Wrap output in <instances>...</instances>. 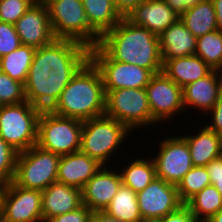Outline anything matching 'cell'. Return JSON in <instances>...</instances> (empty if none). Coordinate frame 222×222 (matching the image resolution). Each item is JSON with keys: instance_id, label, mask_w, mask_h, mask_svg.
Here are the masks:
<instances>
[{"instance_id": "17", "label": "cell", "mask_w": 222, "mask_h": 222, "mask_svg": "<svg viewBox=\"0 0 222 222\" xmlns=\"http://www.w3.org/2000/svg\"><path fill=\"white\" fill-rule=\"evenodd\" d=\"M126 18L134 25L144 27L157 36L180 19L164 0H145Z\"/></svg>"}, {"instance_id": "40", "label": "cell", "mask_w": 222, "mask_h": 222, "mask_svg": "<svg viewBox=\"0 0 222 222\" xmlns=\"http://www.w3.org/2000/svg\"><path fill=\"white\" fill-rule=\"evenodd\" d=\"M116 8L123 17H126L130 12L145 0H113Z\"/></svg>"}, {"instance_id": "34", "label": "cell", "mask_w": 222, "mask_h": 222, "mask_svg": "<svg viewBox=\"0 0 222 222\" xmlns=\"http://www.w3.org/2000/svg\"><path fill=\"white\" fill-rule=\"evenodd\" d=\"M34 2V0H0V22L15 24Z\"/></svg>"}, {"instance_id": "5", "label": "cell", "mask_w": 222, "mask_h": 222, "mask_svg": "<svg viewBox=\"0 0 222 222\" xmlns=\"http://www.w3.org/2000/svg\"><path fill=\"white\" fill-rule=\"evenodd\" d=\"M129 132L131 131L125 124L106 115L85 120L81 131L80 151L106 166L110 155L114 156L113 152L124 144Z\"/></svg>"}, {"instance_id": "8", "label": "cell", "mask_w": 222, "mask_h": 222, "mask_svg": "<svg viewBox=\"0 0 222 222\" xmlns=\"http://www.w3.org/2000/svg\"><path fill=\"white\" fill-rule=\"evenodd\" d=\"M105 115L130 130L158 123L151 114L145 88L105 90Z\"/></svg>"}, {"instance_id": "36", "label": "cell", "mask_w": 222, "mask_h": 222, "mask_svg": "<svg viewBox=\"0 0 222 222\" xmlns=\"http://www.w3.org/2000/svg\"><path fill=\"white\" fill-rule=\"evenodd\" d=\"M92 211L82 205L77 210L59 216H54L46 222H90Z\"/></svg>"}, {"instance_id": "15", "label": "cell", "mask_w": 222, "mask_h": 222, "mask_svg": "<svg viewBox=\"0 0 222 222\" xmlns=\"http://www.w3.org/2000/svg\"><path fill=\"white\" fill-rule=\"evenodd\" d=\"M14 25L22 45L40 48L56 39L47 6L42 0L34 2Z\"/></svg>"}, {"instance_id": "30", "label": "cell", "mask_w": 222, "mask_h": 222, "mask_svg": "<svg viewBox=\"0 0 222 222\" xmlns=\"http://www.w3.org/2000/svg\"><path fill=\"white\" fill-rule=\"evenodd\" d=\"M195 55L213 70L222 71V32L217 29L198 37Z\"/></svg>"}, {"instance_id": "32", "label": "cell", "mask_w": 222, "mask_h": 222, "mask_svg": "<svg viewBox=\"0 0 222 222\" xmlns=\"http://www.w3.org/2000/svg\"><path fill=\"white\" fill-rule=\"evenodd\" d=\"M26 100L24 84L0 70V104L14 105Z\"/></svg>"}, {"instance_id": "43", "label": "cell", "mask_w": 222, "mask_h": 222, "mask_svg": "<svg viewBox=\"0 0 222 222\" xmlns=\"http://www.w3.org/2000/svg\"><path fill=\"white\" fill-rule=\"evenodd\" d=\"M216 12V23L218 30L222 32V0H211Z\"/></svg>"}, {"instance_id": "2", "label": "cell", "mask_w": 222, "mask_h": 222, "mask_svg": "<svg viewBox=\"0 0 222 222\" xmlns=\"http://www.w3.org/2000/svg\"><path fill=\"white\" fill-rule=\"evenodd\" d=\"M99 46L114 61L135 64L153 74L162 72L159 37L126 17L101 37Z\"/></svg>"}, {"instance_id": "38", "label": "cell", "mask_w": 222, "mask_h": 222, "mask_svg": "<svg viewBox=\"0 0 222 222\" xmlns=\"http://www.w3.org/2000/svg\"><path fill=\"white\" fill-rule=\"evenodd\" d=\"M211 114V122L205 126L214 131L216 134L222 136V92L219 95L218 101L215 106L209 111Z\"/></svg>"}, {"instance_id": "21", "label": "cell", "mask_w": 222, "mask_h": 222, "mask_svg": "<svg viewBox=\"0 0 222 222\" xmlns=\"http://www.w3.org/2000/svg\"><path fill=\"white\" fill-rule=\"evenodd\" d=\"M158 37L163 63L171 58L195 54L197 38L186 28L180 19Z\"/></svg>"}, {"instance_id": "37", "label": "cell", "mask_w": 222, "mask_h": 222, "mask_svg": "<svg viewBox=\"0 0 222 222\" xmlns=\"http://www.w3.org/2000/svg\"><path fill=\"white\" fill-rule=\"evenodd\" d=\"M154 222H199L191 211L182 205L177 211L157 219Z\"/></svg>"}, {"instance_id": "46", "label": "cell", "mask_w": 222, "mask_h": 222, "mask_svg": "<svg viewBox=\"0 0 222 222\" xmlns=\"http://www.w3.org/2000/svg\"><path fill=\"white\" fill-rule=\"evenodd\" d=\"M139 222H154L152 220H142V221H139Z\"/></svg>"}, {"instance_id": "42", "label": "cell", "mask_w": 222, "mask_h": 222, "mask_svg": "<svg viewBox=\"0 0 222 222\" xmlns=\"http://www.w3.org/2000/svg\"><path fill=\"white\" fill-rule=\"evenodd\" d=\"M90 222H125L120 219L112 218L104 212H92Z\"/></svg>"}, {"instance_id": "19", "label": "cell", "mask_w": 222, "mask_h": 222, "mask_svg": "<svg viewBox=\"0 0 222 222\" xmlns=\"http://www.w3.org/2000/svg\"><path fill=\"white\" fill-rule=\"evenodd\" d=\"M102 167L97 160L81 151L62 155L58 164L57 181L81 190Z\"/></svg>"}, {"instance_id": "26", "label": "cell", "mask_w": 222, "mask_h": 222, "mask_svg": "<svg viewBox=\"0 0 222 222\" xmlns=\"http://www.w3.org/2000/svg\"><path fill=\"white\" fill-rule=\"evenodd\" d=\"M103 212L112 218L125 222L142 221L137 193L123 184Z\"/></svg>"}, {"instance_id": "22", "label": "cell", "mask_w": 222, "mask_h": 222, "mask_svg": "<svg viewBox=\"0 0 222 222\" xmlns=\"http://www.w3.org/2000/svg\"><path fill=\"white\" fill-rule=\"evenodd\" d=\"M212 71L213 69L195 54L171 58L162 65V72L181 88L204 78Z\"/></svg>"}, {"instance_id": "6", "label": "cell", "mask_w": 222, "mask_h": 222, "mask_svg": "<svg viewBox=\"0 0 222 222\" xmlns=\"http://www.w3.org/2000/svg\"><path fill=\"white\" fill-rule=\"evenodd\" d=\"M41 109L28 101L0 108V137L17 152L37 144L38 119Z\"/></svg>"}, {"instance_id": "11", "label": "cell", "mask_w": 222, "mask_h": 222, "mask_svg": "<svg viewBox=\"0 0 222 222\" xmlns=\"http://www.w3.org/2000/svg\"><path fill=\"white\" fill-rule=\"evenodd\" d=\"M0 214L3 222H43L42 191L22 188L13 181L3 184Z\"/></svg>"}, {"instance_id": "41", "label": "cell", "mask_w": 222, "mask_h": 222, "mask_svg": "<svg viewBox=\"0 0 222 222\" xmlns=\"http://www.w3.org/2000/svg\"><path fill=\"white\" fill-rule=\"evenodd\" d=\"M205 167L210 179H222V155L211 160Z\"/></svg>"}, {"instance_id": "44", "label": "cell", "mask_w": 222, "mask_h": 222, "mask_svg": "<svg viewBox=\"0 0 222 222\" xmlns=\"http://www.w3.org/2000/svg\"><path fill=\"white\" fill-rule=\"evenodd\" d=\"M211 185H213L222 196V179H210Z\"/></svg>"}, {"instance_id": "27", "label": "cell", "mask_w": 222, "mask_h": 222, "mask_svg": "<svg viewBox=\"0 0 222 222\" xmlns=\"http://www.w3.org/2000/svg\"><path fill=\"white\" fill-rule=\"evenodd\" d=\"M147 159H134L129 162L128 167L120 170L122 184L136 193L144 190L156 178L154 160L152 157Z\"/></svg>"}, {"instance_id": "39", "label": "cell", "mask_w": 222, "mask_h": 222, "mask_svg": "<svg viewBox=\"0 0 222 222\" xmlns=\"http://www.w3.org/2000/svg\"><path fill=\"white\" fill-rule=\"evenodd\" d=\"M165 3L177 14L181 16L188 9L206 0H164Z\"/></svg>"}, {"instance_id": "25", "label": "cell", "mask_w": 222, "mask_h": 222, "mask_svg": "<svg viewBox=\"0 0 222 222\" xmlns=\"http://www.w3.org/2000/svg\"><path fill=\"white\" fill-rule=\"evenodd\" d=\"M186 28L196 37L218 29L213 2L206 0L188 9L180 16Z\"/></svg>"}, {"instance_id": "3", "label": "cell", "mask_w": 222, "mask_h": 222, "mask_svg": "<svg viewBox=\"0 0 222 222\" xmlns=\"http://www.w3.org/2000/svg\"><path fill=\"white\" fill-rule=\"evenodd\" d=\"M105 98L101 74L89 59L73 76L50 111L58 116L85 121L105 115Z\"/></svg>"}, {"instance_id": "23", "label": "cell", "mask_w": 222, "mask_h": 222, "mask_svg": "<svg viewBox=\"0 0 222 222\" xmlns=\"http://www.w3.org/2000/svg\"><path fill=\"white\" fill-rule=\"evenodd\" d=\"M195 135L182 136L187 144L191 155L193 166H206L211 160L222 155V136L201 127Z\"/></svg>"}, {"instance_id": "31", "label": "cell", "mask_w": 222, "mask_h": 222, "mask_svg": "<svg viewBox=\"0 0 222 222\" xmlns=\"http://www.w3.org/2000/svg\"><path fill=\"white\" fill-rule=\"evenodd\" d=\"M211 185L205 166H193L177 185L180 201L185 204L195 194Z\"/></svg>"}, {"instance_id": "14", "label": "cell", "mask_w": 222, "mask_h": 222, "mask_svg": "<svg viewBox=\"0 0 222 222\" xmlns=\"http://www.w3.org/2000/svg\"><path fill=\"white\" fill-rule=\"evenodd\" d=\"M142 220L163 218L184 205L178 196L177 186L155 178L144 190L137 193Z\"/></svg>"}, {"instance_id": "45", "label": "cell", "mask_w": 222, "mask_h": 222, "mask_svg": "<svg viewBox=\"0 0 222 222\" xmlns=\"http://www.w3.org/2000/svg\"><path fill=\"white\" fill-rule=\"evenodd\" d=\"M206 222H222V209L219 210L215 215H213L209 220Z\"/></svg>"}, {"instance_id": "18", "label": "cell", "mask_w": 222, "mask_h": 222, "mask_svg": "<svg viewBox=\"0 0 222 222\" xmlns=\"http://www.w3.org/2000/svg\"><path fill=\"white\" fill-rule=\"evenodd\" d=\"M220 74V75H219ZM183 89L184 109L198 108L207 115L218 101L222 92V71L213 70L204 78L198 79Z\"/></svg>"}, {"instance_id": "28", "label": "cell", "mask_w": 222, "mask_h": 222, "mask_svg": "<svg viewBox=\"0 0 222 222\" xmlns=\"http://www.w3.org/2000/svg\"><path fill=\"white\" fill-rule=\"evenodd\" d=\"M36 48L21 45L0 58V70L12 79L25 84Z\"/></svg>"}, {"instance_id": "24", "label": "cell", "mask_w": 222, "mask_h": 222, "mask_svg": "<svg viewBox=\"0 0 222 222\" xmlns=\"http://www.w3.org/2000/svg\"><path fill=\"white\" fill-rule=\"evenodd\" d=\"M89 25L102 37L123 18L113 0H82Z\"/></svg>"}, {"instance_id": "7", "label": "cell", "mask_w": 222, "mask_h": 222, "mask_svg": "<svg viewBox=\"0 0 222 222\" xmlns=\"http://www.w3.org/2000/svg\"><path fill=\"white\" fill-rule=\"evenodd\" d=\"M83 121L42 110L38 119L37 144L60 156L80 151Z\"/></svg>"}, {"instance_id": "12", "label": "cell", "mask_w": 222, "mask_h": 222, "mask_svg": "<svg viewBox=\"0 0 222 222\" xmlns=\"http://www.w3.org/2000/svg\"><path fill=\"white\" fill-rule=\"evenodd\" d=\"M158 154L152 156L156 177L177 186L184 175L193 167L186 140L179 135L165 137L159 143Z\"/></svg>"}, {"instance_id": "16", "label": "cell", "mask_w": 222, "mask_h": 222, "mask_svg": "<svg viewBox=\"0 0 222 222\" xmlns=\"http://www.w3.org/2000/svg\"><path fill=\"white\" fill-rule=\"evenodd\" d=\"M121 185L119 170L103 166L81 189L82 204L92 212H103Z\"/></svg>"}, {"instance_id": "20", "label": "cell", "mask_w": 222, "mask_h": 222, "mask_svg": "<svg viewBox=\"0 0 222 222\" xmlns=\"http://www.w3.org/2000/svg\"><path fill=\"white\" fill-rule=\"evenodd\" d=\"M82 205L79 188L55 181L42 190L43 222L54 216L77 210Z\"/></svg>"}, {"instance_id": "29", "label": "cell", "mask_w": 222, "mask_h": 222, "mask_svg": "<svg viewBox=\"0 0 222 222\" xmlns=\"http://www.w3.org/2000/svg\"><path fill=\"white\" fill-rule=\"evenodd\" d=\"M184 205L199 222H206L222 209V196L213 185H208Z\"/></svg>"}, {"instance_id": "10", "label": "cell", "mask_w": 222, "mask_h": 222, "mask_svg": "<svg viewBox=\"0 0 222 222\" xmlns=\"http://www.w3.org/2000/svg\"><path fill=\"white\" fill-rule=\"evenodd\" d=\"M90 60L101 74L104 90L146 88L154 75L135 64L114 61L99 45L90 48Z\"/></svg>"}, {"instance_id": "35", "label": "cell", "mask_w": 222, "mask_h": 222, "mask_svg": "<svg viewBox=\"0 0 222 222\" xmlns=\"http://www.w3.org/2000/svg\"><path fill=\"white\" fill-rule=\"evenodd\" d=\"M22 45L14 24L0 22V58Z\"/></svg>"}, {"instance_id": "4", "label": "cell", "mask_w": 222, "mask_h": 222, "mask_svg": "<svg viewBox=\"0 0 222 222\" xmlns=\"http://www.w3.org/2000/svg\"><path fill=\"white\" fill-rule=\"evenodd\" d=\"M56 39L80 42L89 49L99 45L101 36L89 25L82 0H42Z\"/></svg>"}, {"instance_id": "9", "label": "cell", "mask_w": 222, "mask_h": 222, "mask_svg": "<svg viewBox=\"0 0 222 222\" xmlns=\"http://www.w3.org/2000/svg\"><path fill=\"white\" fill-rule=\"evenodd\" d=\"M60 157L38 145L19 152L13 182L26 189H46L57 181Z\"/></svg>"}, {"instance_id": "33", "label": "cell", "mask_w": 222, "mask_h": 222, "mask_svg": "<svg viewBox=\"0 0 222 222\" xmlns=\"http://www.w3.org/2000/svg\"><path fill=\"white\" fill-rule=\"evenodd\" d=\"M18 153L0 137V182L2 184L13 181Z\"/></svg>"}, {"instance_id": "1", "label": "cell", "mask_w": 222, "mask_h": 222, "mask_svg": "<svg viewBox=\"0 0 222 222\" xmlns=\"http://www.w3.org/2000/svg\"><path fill=\"white\" fill-rule=\"evenodd\" d=\"M90 59V49L68 39H55L36 48L24 84L26 100L50 110L77 71Z\"/></svg>"}, {"instance_id": "13", "label": "cell", "mask_w": 222, "mask_h": 222, "mask_svg": "<svg viewBox=\"0 0 222 222\" xmlns=\"http://www.w3.org/2000/svg\"><path fill=\"white\" fill-rule=\"evenodd\" d=\"M152 117L160 123L183 112V89L163 72L154 74L145 88Z\"/></svg>"}]
</instances>
